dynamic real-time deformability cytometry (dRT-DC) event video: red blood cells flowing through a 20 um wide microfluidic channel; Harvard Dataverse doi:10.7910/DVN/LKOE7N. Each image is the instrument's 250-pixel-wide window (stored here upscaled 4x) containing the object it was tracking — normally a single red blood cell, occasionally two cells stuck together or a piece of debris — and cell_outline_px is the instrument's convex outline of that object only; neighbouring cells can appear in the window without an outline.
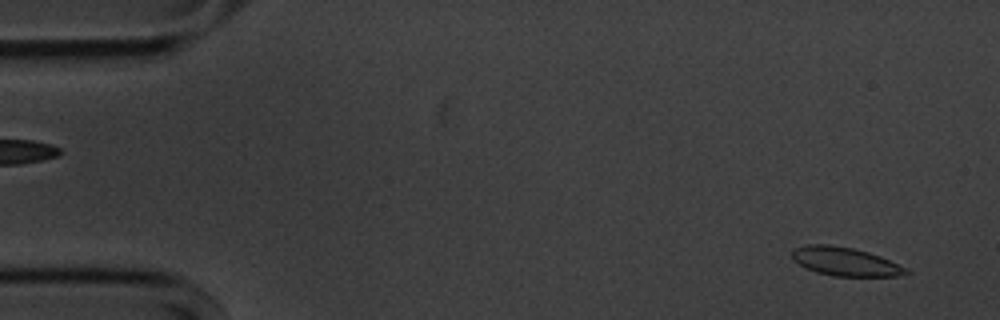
{"species": "common noctule bat (a hibernating species)", "species_latin": "Nyctalus noctula", "temperature_condition": "cold", "stored_images_in_passage": 56, "camera_frame_rate_fps": 3000, "um_per_image_px": 0.085, "animal": {"sex": "male", "body_mass_g": 20.1, "forearm_length_mm": 53.5}, "frame": {"image": 1, "passage_image": 4, "time_ms": 1.0, "image_size_px": [1000, 320], "cell_outline_px": [[912, 272], [896, 276], [832, 276], [816, 272], [792, 260], [792, 248], [808, 244], [828, 244], [852, 248], [868, 252], [880, 256], [908, 268]], "centroid_in_image_um": [71.84, 22.23], "position_along_channel_um": 13.2, "area_um2": 19.02}}
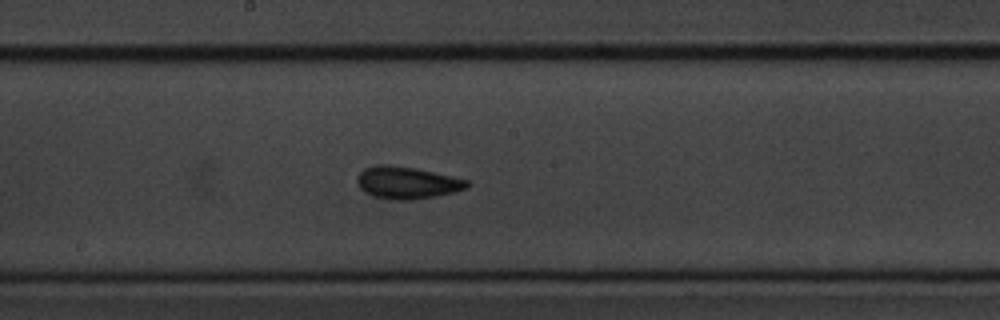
{"frame": {"image": 2, "passage_image": 30, "time_ms": 9.667, "image_size_px": [1000, 320], "cell_outline_px": [[472, 184], [468, 188], [456, 192], [436, 196], [412, 200], [392, 200], [372, 196], [364, 192], [360, 188], [356, 180], [360, 172], [364, 168], [380, 164], [384, 164], [416, 168], [468, 180]], "centroid_in_image_um": [34.61, 15.54], "position_along_channel_um": 213.6, "area_um2": 20.81}}
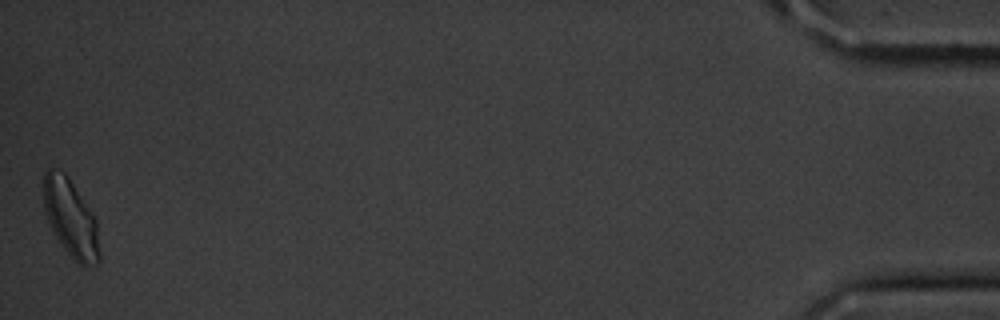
{"frame": {"image": 3, "passage_image": 56, "time_ms": 18.333, "image_size_px": [1000, 320], "cell_outline_px": [[100, 260], [96, 264], [84, 268], [60, 244], [48, 220], [44, 208], [44, 172], [48, 168], [52, 168], [64, 172], [68, 176], [92, 212], [96, 220], [100, 252]], "centroid_in_image_um": [6.03, 18.55], "position_along_channel_um": 429.2, "area_um2": 25.09}, "authors_computed_cell_mechanics": {"area_um2": 19.3919, "velocity_mm_per_s": 3.5664, "shape_relaxation_time_tau1_ms": 3.0379, "shape_relaxation_time_tau2_ms": 1.7872, "deformation_change_tau1": 0.1069, "deformation_change_tau2": 0.07}}